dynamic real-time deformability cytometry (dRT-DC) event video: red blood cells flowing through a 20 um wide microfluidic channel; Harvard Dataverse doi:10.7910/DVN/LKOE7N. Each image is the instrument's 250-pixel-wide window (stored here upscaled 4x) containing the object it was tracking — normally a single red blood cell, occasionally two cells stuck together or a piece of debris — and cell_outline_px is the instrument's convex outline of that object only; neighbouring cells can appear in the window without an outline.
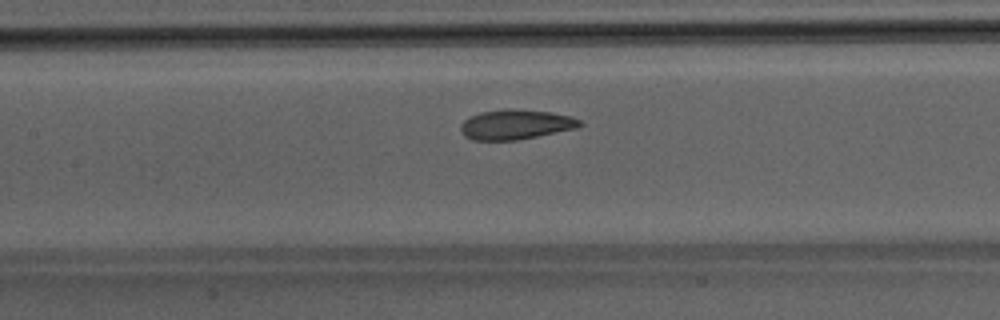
{"species": "Egyptian fruit bat (a non-hibernating species)", "species_latin": "Rousettus aegyptiacus", "temperature_condition": "room temperature", "stored_images_in_passage": 40, "camera_frame_rate_fps": 3000, "um_per_image_px": 0.085, "animal": {"sex": "male"}, "frame": {"image": 1, "passage_image": 14, "time_ms": 4.333, "image_size_px": [1000, 320], "cell_outline_px": [[584, 124], [576, 128], [516, 140], [472, 140], [464, 136], [460, 132], [460, 124], [464, 120], [480, 112], [504, 108], [512, 108], [552, 112], [572, 116], [580, 120]], "centroid_in_image_um": [43.82, 10.57], "position_along_channel_um": 163.6, "area_um2": 20.87}}
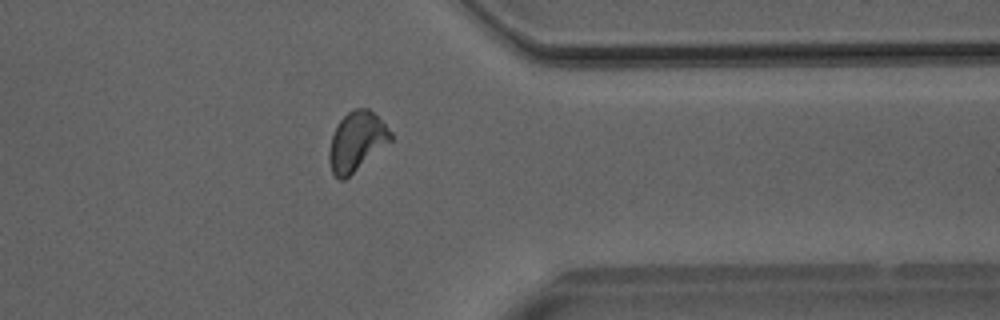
{"frame": {"image": 2, "passage_image": 30, "time_ms": 9.667, "image_size_px": [1000, 320], "cell_outline_px": [[392, 140], [344, 180], [340, 180], [332, 172], [328, 160], [328, 152], [332, 136], [340, 120], [348, 112], [356, 108], [368, 108], [392, 132]], "centroid_in_image_um": [30.3, 12.03], "position_along_channel_um": 381.1, "area_um2": 20.87}}
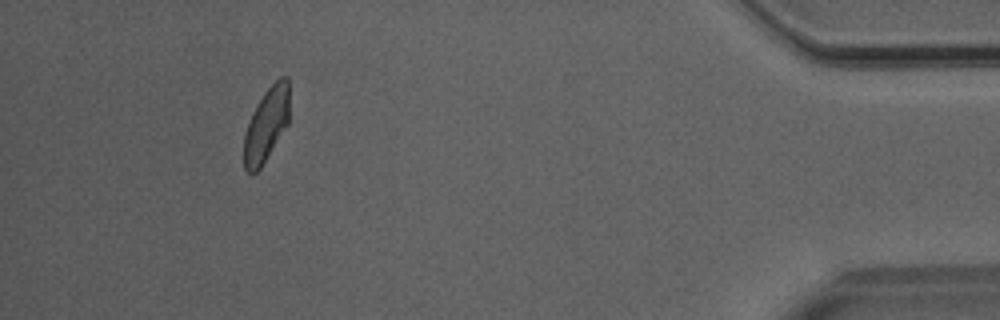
{"frame": {"image": 3, "passage_image": 36, "time_ms": 11.667, "image_size_px": [1000, 320], "cell_outline_px": [[288, 124], [260, 168], [252, 176], [248, 176], [244, 168], [244, 132], [252, 112], [256, 104], [264, 92], [280, 76], [288, 76]], "centroid_in_image_um": [22.61, 10.62], "position_along_channel_um": 412.6, "area_um2": 19.59}}